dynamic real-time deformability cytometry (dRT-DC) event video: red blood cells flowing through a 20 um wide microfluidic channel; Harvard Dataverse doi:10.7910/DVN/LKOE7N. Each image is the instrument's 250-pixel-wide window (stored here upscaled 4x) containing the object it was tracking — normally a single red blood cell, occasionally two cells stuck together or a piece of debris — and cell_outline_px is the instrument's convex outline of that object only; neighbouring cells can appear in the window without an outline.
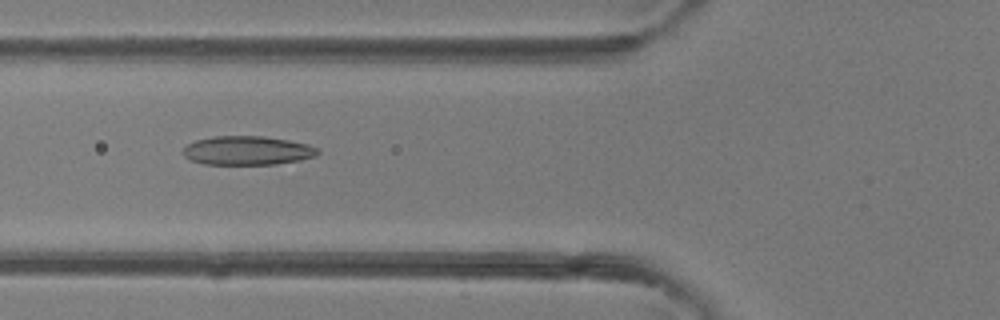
{"species": "common noctule bat (a hibernating species)", "species_latin": "Nyctalus noctula", "temperature_condition": "room temperature", "stored_images_in_passage": 5, "camera_frame_rate_fps": 3000, "um_per_image_px": 0.085, "animal": {"sex": "female"}, "frame": {"image": 1, "passage_image": 5, "time_ms": 4.667, "image_size_px": [1000, 320], "cell_outline_px": [[320, 152], [316, 156], [300, 160], [276, 164], [204, 164], [192, 160], [184, 156], [184, 148], [188, 144], [196, 140], [216, 136], [264, 136], [288, 140], [308, 144], [316, 148]], "centroid_in_image_um": [21.05, 12.79], "position_along_channel_um": 104.8, "area_um2": 22.54}}